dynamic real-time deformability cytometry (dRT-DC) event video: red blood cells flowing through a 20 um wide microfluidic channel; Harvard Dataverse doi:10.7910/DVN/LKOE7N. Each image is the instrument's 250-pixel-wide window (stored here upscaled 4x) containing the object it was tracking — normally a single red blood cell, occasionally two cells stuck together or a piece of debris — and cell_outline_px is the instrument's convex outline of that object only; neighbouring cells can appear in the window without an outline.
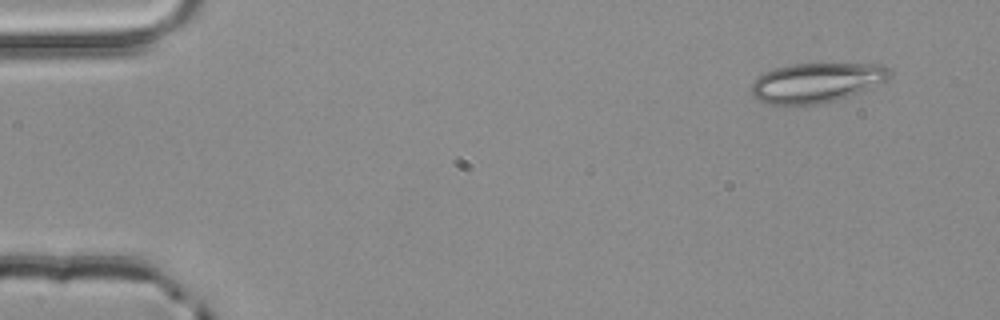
{"species": "common noctule bat (a hibernating species)", "species_latin": "Nyctalus noctula", "temperature_condition": "room temperature", "stored_images_in_passage": 3, "camera_frame_rate_fps": 3000, "um_per_image_px": 0.085, "animal": {"sex": "male", "body_mass_g": 20.4}, "frame": {"image": 1, "passage_image": 1, "time_ms": 0.0, "image_size_px": [1000, 320], "cell_outline_px": [[892, 72], [888, 80], [860, 92], [836, 100], [816, 104], [768, 104], [752, 96], [752, 84], [764, 72], [776, 68], [792, 64], [884, 64]], "centroid_in_image_um": [69.44, 7.02], "position_along_channel_um": 15.6, "area_um2": 31.67}}